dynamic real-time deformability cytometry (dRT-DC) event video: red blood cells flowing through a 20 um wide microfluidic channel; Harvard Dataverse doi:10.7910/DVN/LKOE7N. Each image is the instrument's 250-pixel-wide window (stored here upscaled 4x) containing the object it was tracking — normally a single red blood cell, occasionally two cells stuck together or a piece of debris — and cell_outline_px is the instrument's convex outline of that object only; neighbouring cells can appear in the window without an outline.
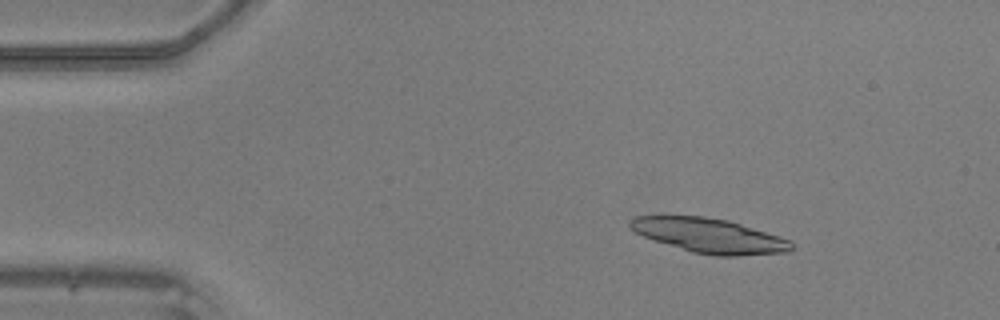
{"species": "common noctule bat (a hibernating species)", "species_latin": "Nyctalus noctula", "temperature_condition": "warm", "stored_images_in_passage": 48, "camera_frame_rate_fps": 3000, "um_per_image_px": 0.085, "animal": {"sex": "male", "body_mass_g": 20.5, "forearm_length_mm": 52.5}, "frame": {"image": 1, "passage_image": 7, "time_ms": 2.0, "image_size_px": [1000, 320], "cell_outline_px": [[796, 248], [788, 252], [736, 256], [716, 256], [692, 252], [644, 236], [636, 232], [628, 224], [628, 220], [636, 216], [704, 216], [728, 220], [780, 236], [792, 240]], "centroid_in_image_um": [60.37, 20.03], "position_along_channel_um": 24.6, "area_um2": 32.37}}